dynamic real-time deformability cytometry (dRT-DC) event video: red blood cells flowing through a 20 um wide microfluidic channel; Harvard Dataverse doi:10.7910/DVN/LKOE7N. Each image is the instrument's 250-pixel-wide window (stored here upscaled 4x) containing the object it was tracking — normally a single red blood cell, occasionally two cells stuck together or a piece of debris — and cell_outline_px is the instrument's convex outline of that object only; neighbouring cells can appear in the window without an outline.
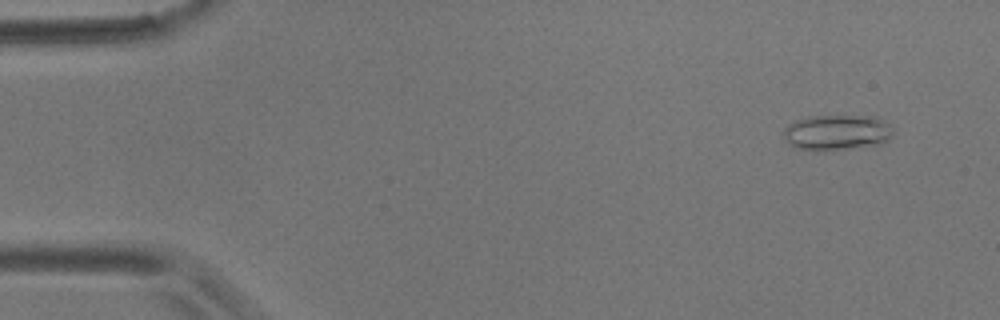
{"species": "common noctule bat (a hibernating species)", "species_latin": "Nyctalus noctula", "temperature_condition": "room temperature", "stored_images_in_passage": 7, "camera_frame_rate_fps": 3000, "um_per_image_px": 0.085, "animal": {"sex": "male", "body_mass_g": 17.9}, "frame": {"image": 1, "passage_image": 2, "time_ms": 1.0, "image_size_px": [1000, 320], "cell_outline_px": [[892, 136], [880, 144], [816, 152], [796, 148], [788, 144], [784, 136], [784, 128], [788, 124], [796, 120], [808, 116], [876, 116], [884, 120], [892, 128]], "centroid_in_image_um": [71.1, 11.26], "position_along_channel_um": 13.9, "area_um2": 22.83}}
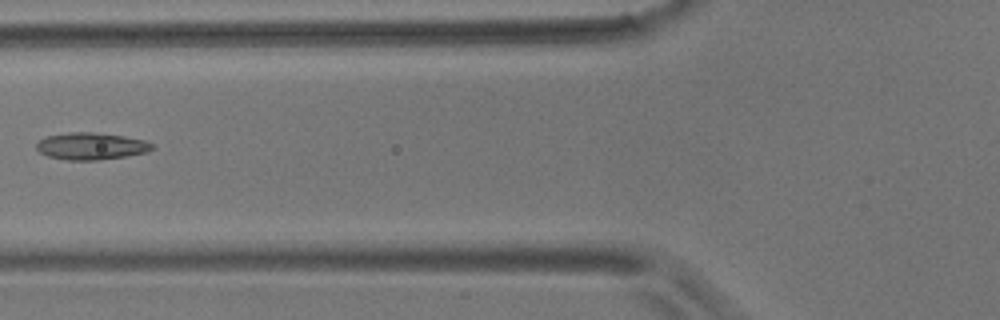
{"frame": {"image": 2, "passage_image": 7, "time_ms": 7.0, "image_size_px": [1000, 320], "cell_outline_px": [[152, 148], [144, 152], [124, 156], [100, 160], [68, 160], [48, 156], [40, 152], [36, 148], [36, 144], [40, 140], [48, 136], [68, 132], [92, 132], [124, 136], [144, 140], [152, 144]], "centroid_in_image_um": [7.7, 12.42], "position_along_channel_um": 118.1, "area_um2": 17.92}}